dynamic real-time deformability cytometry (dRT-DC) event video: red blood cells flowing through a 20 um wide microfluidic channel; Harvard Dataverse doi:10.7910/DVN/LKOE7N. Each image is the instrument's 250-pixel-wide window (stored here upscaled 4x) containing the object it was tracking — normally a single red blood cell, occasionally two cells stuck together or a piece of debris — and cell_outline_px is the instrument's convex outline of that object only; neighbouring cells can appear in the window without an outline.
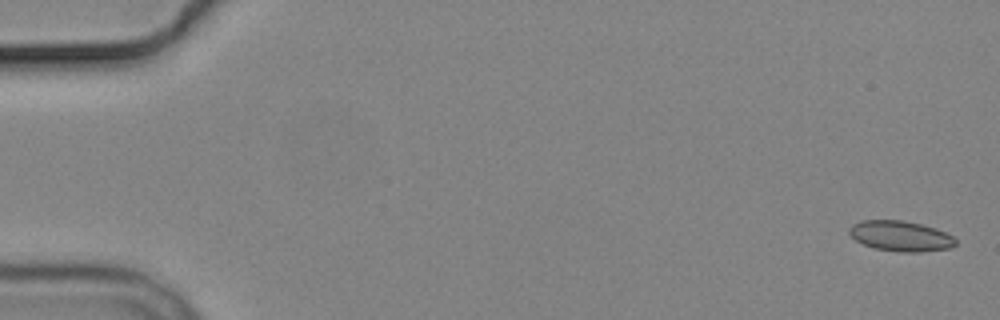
{"species": "common noctule bat (a hibernating species)", "species_latin": "Nyctalus noctula", "temperature_condition": "cold", "stored_images_in_passage": 15, "camera_frame_rate_fps": 3000, "um_per_image_px": 0.085, "animal": {"sex": "male", "body_mass_g": 19.2, "forearm_length_mm": 51.8}, "frame": {"image": 1, "passage_image": 1, "time_ms": 0.0, "image_size_px": [1000, 320], "cell_outline_px": [[956, 244], [952, 248], [920, 252], [900, 252], [876, 248], [864, 244], [856, 240], [848, 232], [848, 228], [852, 224], [860, 220], [900, 220], [920, 224], [936, 228], [952, 236], [956, 240]], "centroid_in_image_um": [76.55, 20.06], "position_along_channel_um": 8.5, "area_um2": 18.79}}
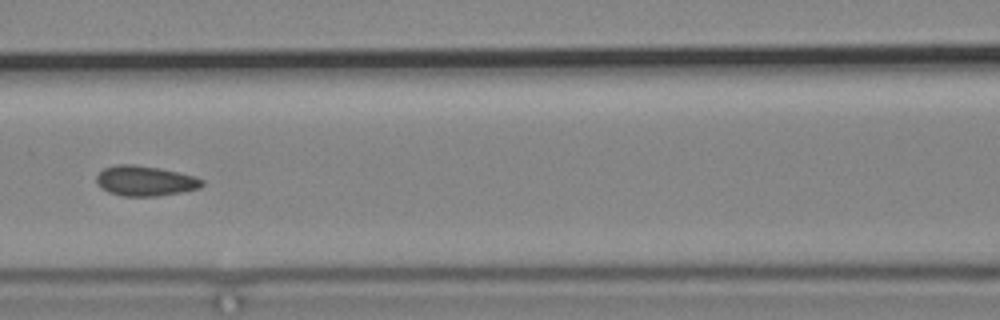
{"frame": {"image": 2, "passage_image": 7, "time_ms": 8.0, "image_size_px": [1000, 320], "cell_outline_px": [[204, 184], [200, 188], [184, 192], [156, 196], [124, 196], [108, 192], [96, 180], [96, 176], [104, 168], [116, 164], [132, 164], [160, 168], [192, 176], [204, 180]], "centroid_in_image_um": [12.36, 15.37], "position_along_channel_um": 154.2, "area_um2": 18.38}}
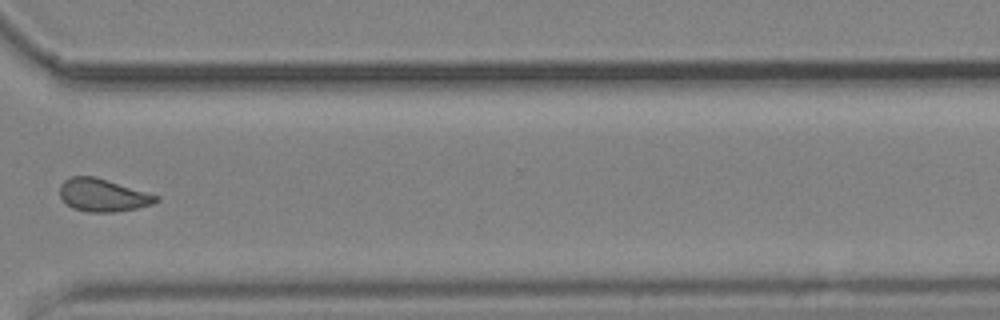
{"frame": {"image": 3, "passage_image": 12, "time_ms": 13.667, "image_size_px": [1000, 320], "cell_outline_px": [[160, 200], [152, 204], [136, 208], [112, 212], [88, 212], [72, 208], [60, 196], [60, 184], [64, 180], [72, 176], [96, 176], [160, 196]], "centroid_in_image_um": [8.75, 16.58], "position_along_channel_um": 361.8, "area_um2": 18.38}, "authors_computed_cell_mechanics": {"area_um2": 18.3804, "velocity_mm_per_s": 3.6802, "shape_relaxation_time_tau1_ms": null, "shape_relaxation_time_tau2_ms": 2.3579, "deformation_change_tau1": null, "deformation_change_tau2": 0.0391}}